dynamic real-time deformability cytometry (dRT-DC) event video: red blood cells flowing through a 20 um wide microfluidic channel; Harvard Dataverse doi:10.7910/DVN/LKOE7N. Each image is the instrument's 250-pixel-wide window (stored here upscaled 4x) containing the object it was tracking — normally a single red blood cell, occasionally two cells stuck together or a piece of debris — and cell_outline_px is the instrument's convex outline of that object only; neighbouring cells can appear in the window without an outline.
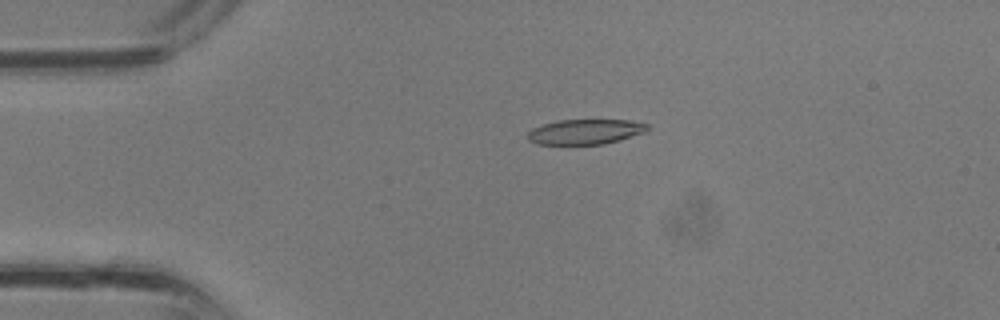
{"species": "common noctule bat (a hibernating species)", "species_latin": "Nyctalus noctula", "temperature_condition": "room temperature", "stored_images_in_passage": 36, "camera_frame_rate_fps": 3000, "um_per_image_px": 0.085, "animal": {"sex": "male", "body_mass_g": 13.3}, "frame": {"image": 1, "passage_image": 8, "time_ms": 2.333, "image_size_px": [1000, 320], "cell_outline_px": [[648, 128], [644, 132], [620, 140], [604, 144], [536, 144], [528, 140], [528, 132], [532, 128], [556, 120], [628, 120], [648, 124]], "centroid_in_image_um": [49.73, 11.2], "position_along_channel_um": 35.3, "area_um2": 17.4}}
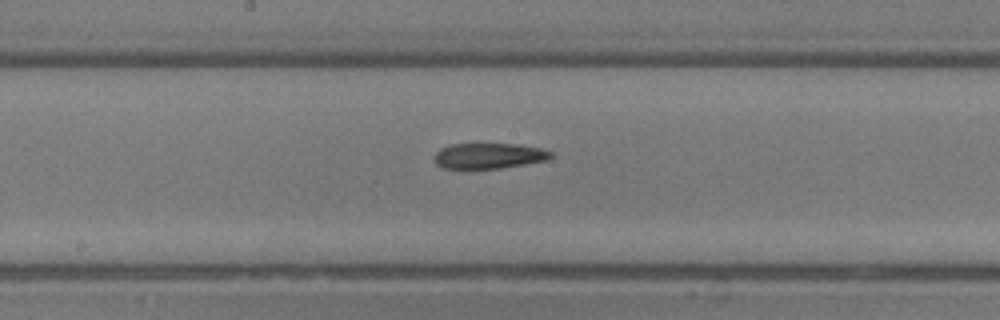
{"frame": {"image": 2, "passage_image": 19, "time_ms": 6.0, "image_size_px": [1000, 320], "cell_outline_px": [[552, 156], [548, 160], [500, 168], [444, 168], [436, 164], [432, 160], [432, 156], [440, 148], [452, 144], [520, 144], [540, 148], [552, 152]], "centroid_in_image_um": [41.52, 13.24], "position_along_channel_um": 206.7, "area_um2": 17.4}}
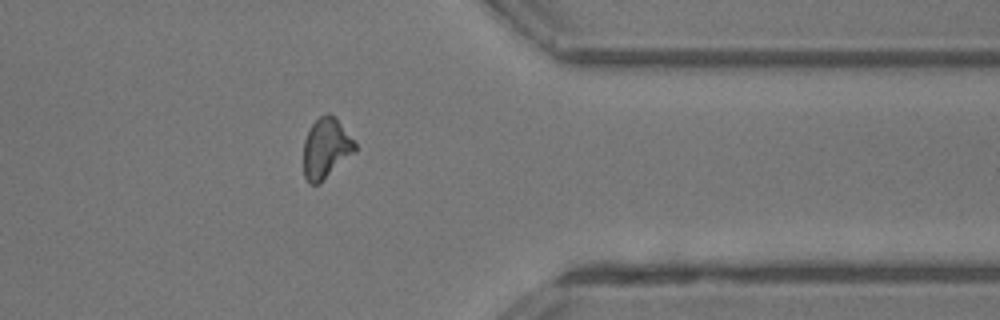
{"frame": {"image": 3, "passage_image": 29, "time_ms": 9.333, "image_size_px": [1000, 320], "cell_outline_px": [[356, 152], [320, 184], [308, 184], [304, 176], [304, 140], [312, 124], [320, 116], [328, 112], [336, 116], [356, 144]], "centroid_in_image_um": [27.72, 12.62], "position_along_channel_um": 383.7, "area_um2": 18.32}}